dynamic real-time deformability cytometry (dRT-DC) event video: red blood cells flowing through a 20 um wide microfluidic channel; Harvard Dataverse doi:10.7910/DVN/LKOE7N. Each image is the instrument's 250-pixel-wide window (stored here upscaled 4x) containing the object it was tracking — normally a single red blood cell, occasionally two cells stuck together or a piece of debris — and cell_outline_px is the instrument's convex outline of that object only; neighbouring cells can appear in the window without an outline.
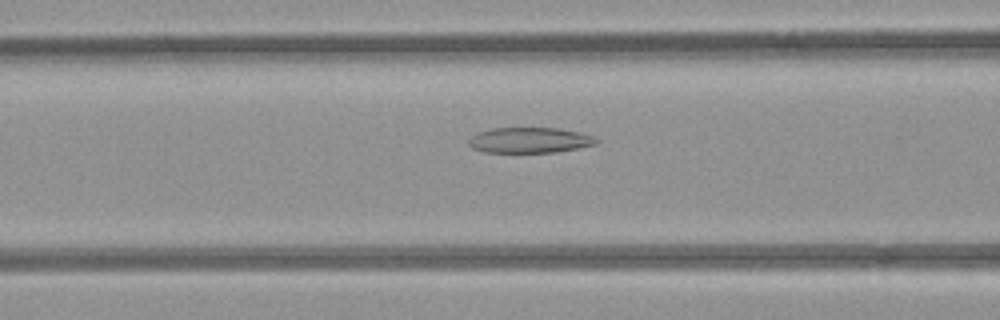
{"species": "common noctule bat (a hibernating species)", "species_latin": "Nyctalus noctula", "temperature_condition": "room temperature", "stored_images_in_passage": 27, "segment_of_instrument_passage": [1, 2], "camera_frame_rate_fps": 3000, "um_per_image_px": 0.085, "animal": {"sex": "female", "body_mass_g": 21.9}, "frame": {"image": 1, "passage_image": 7, "time_ms": 2.0, "image_size_px": [1000, 320], "cell_outline_px": [[600, 140], [596, 144], [556, 152], [484, 152], [472, 148], [468, 144], [468, 140], [472, 136], [480, 132], [492, 128], [560, 128], [580, 132], [592, 136]], "centroid_in_image_um": [45.03, 11.91], "position_along_channel_um": 121.6, "area_um2": 18.9}}
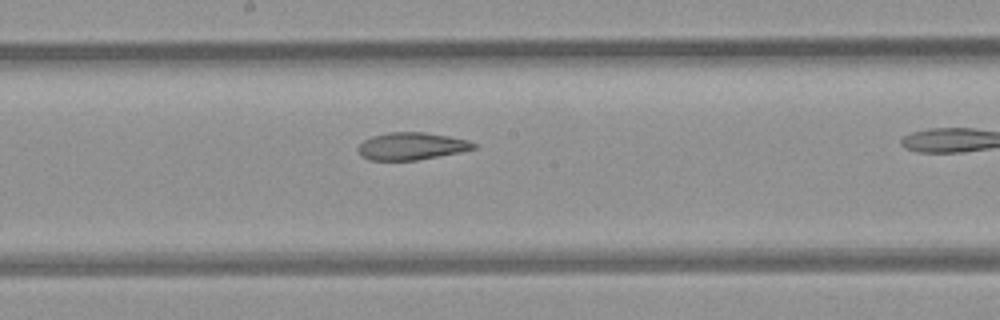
{"frame": {"image": 2, "passage_image": 14, "time_ms": 4.333, "image_size_px": [1000, 320], "cell_outline_px": [[476, 148], [416, 160], [368, 160], [360, 156], [356, 148], [364, 140], [372, 136], [388, 132], [424, 132], [448, 136], [468, 140], [476, 144]], "centroid_in_image_um": [34.91, 12.42], "position_along_channel_um": 213.3, "area_um2": 18.26}}
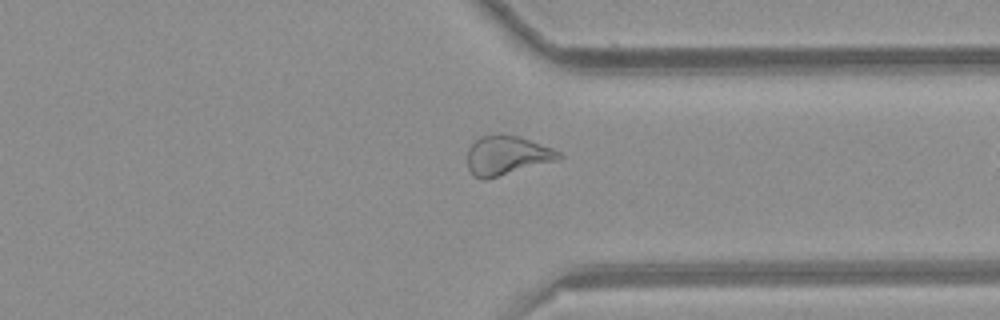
{"frame": {"image": 3, "passage_image": 26, "time_ms": 8.333, "image_size_px": [1000, 320], "cell_outline_px": [[564, 156], [556, 160], [484, 180], [472, 176], [468, 168], [468, 148], [480, 136], [500, 132], [520, 136], [552, 148], [560, 152]], "centroid_in_image_um": [43.05, 13.18], "position_along_channel_um": 368.3, "area_um2": 20.98}}